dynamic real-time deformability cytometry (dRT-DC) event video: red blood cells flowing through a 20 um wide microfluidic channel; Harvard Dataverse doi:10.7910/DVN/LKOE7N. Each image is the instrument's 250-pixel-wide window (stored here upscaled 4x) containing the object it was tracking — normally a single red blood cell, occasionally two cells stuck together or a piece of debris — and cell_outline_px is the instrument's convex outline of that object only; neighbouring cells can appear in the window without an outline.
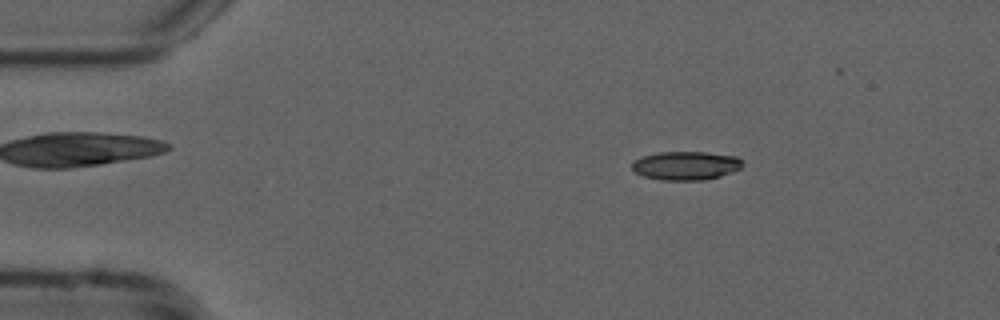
{"species": "common noctule bat (a hibernating species)", "species_latin": "Nyctalus noctula", "temperature_condition": "cold", "stored_images_in_passage": 45, "camera_frame_rate_fps": 3000, "um_per_image_px": 0.085, "animal": {"sex": "male", "forearm_length_mm": 52.5}, "frame": {"image": 1, "passage_image": 8, "time_ms": 2.333, "image_size_px": [1000, 320], "cell_outline_px": [[744, 164], [740, 168], [732, 172], [720, 176], [704, 180], [660, 180], [644, 176], [636, 172], [632, 168], [632, 160], [644, 156], [660, 152], [704, 152], [736, 156], [744, 160]], "centroid_in_image_um": [58.32, 14.07], "position_along_channel_um": 26.7, "area_um2": 18.5}}
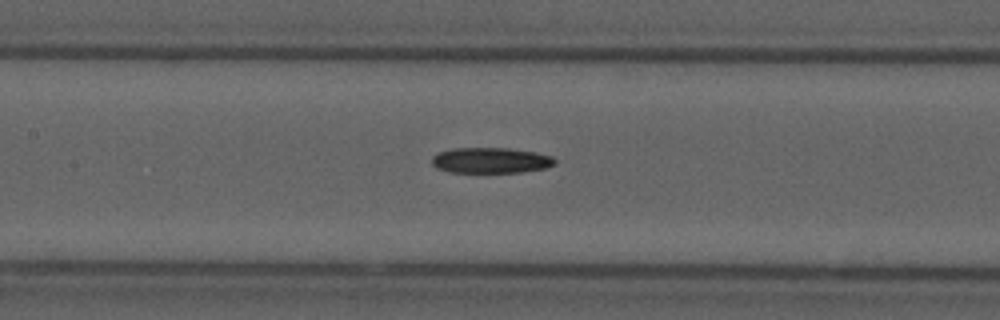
{"frame": {"image": 2, "passage_image": 24, "time_ms": 7.667, "image_size_px": [1000, 320], "cell_outline_px": [[556, 164], [544, 168], [520, 172], [448, 172], [436, 168], [432, 164], [432, 156], [440, 152], [452, 148], [508, 148], [536, 152], [552, 156], [556, 160]], "centroid_in_image_um": [41.71, 13.63], "position_along_channel_um": 165.7, "area_um2": 18.38}}
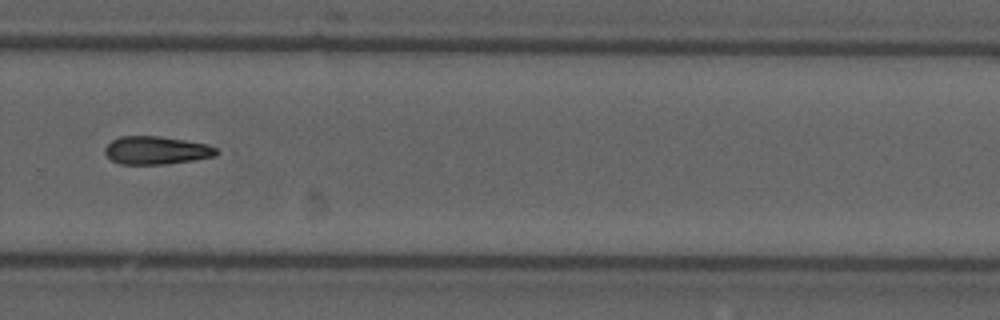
{"frame": {"image": 3, "passage_image": 36, "time_ms": 11.667, "image_size_px": [1000, 320], "cell_outline_px": [[224, 152], [216, 156], [196, 160], [168, 164], [120, 164], [112, 160], [104, 152], [104, 148], [112, 140], [120, 136], [160, 136], [208, 144]], "centroid_in_image_um": [13.35, 12.78], "position_along_channel_um": 316.4, "area_um2": 18.5}}